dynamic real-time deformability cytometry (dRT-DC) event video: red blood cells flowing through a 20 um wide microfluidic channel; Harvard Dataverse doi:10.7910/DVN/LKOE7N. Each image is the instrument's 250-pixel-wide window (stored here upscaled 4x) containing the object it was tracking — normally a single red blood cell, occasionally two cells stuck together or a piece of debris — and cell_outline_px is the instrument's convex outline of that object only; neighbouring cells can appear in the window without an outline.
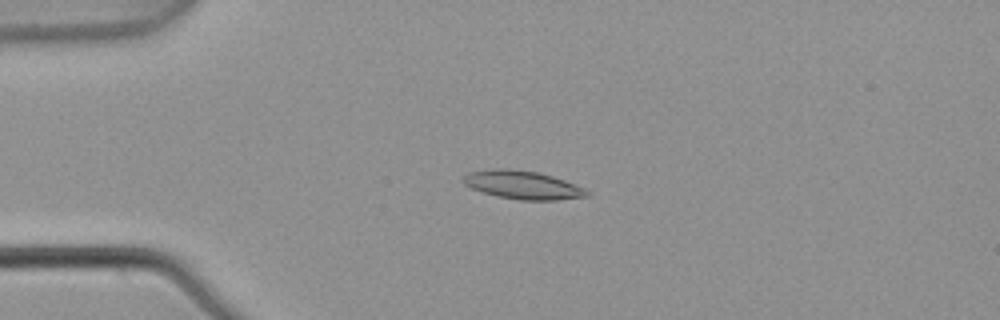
{"species": "common noctule bat (a hibernating species)", "species_latin": "Nyctalus noctula", "temperature_condition": "warm", "stored_images_in_passage": 4, "camera_frame_rate_fps": 3000, "um_per_image_px": 0.085, "animal": {"sex": "male", "body_mass_g": 21.5, "forearm_length_mm": 52.0}, "frame": {"image": 1, "passage_image": 3, "time_ms": 0.667, "image_size_px": [1000, 320], "cell_outline_px": [[592, 192], [588, 196], [556, 200], [520, 200], [496, 196], [472, 188], [464, 184], [464, 176], [468, 172], [492, 168], [508, 168], [540, 172], [564, 180], [584, 188]], "centroid_in_image_um": [44.44, 15.71], "position_along_channel_um": 40.6, "area_um2": 20.46}}